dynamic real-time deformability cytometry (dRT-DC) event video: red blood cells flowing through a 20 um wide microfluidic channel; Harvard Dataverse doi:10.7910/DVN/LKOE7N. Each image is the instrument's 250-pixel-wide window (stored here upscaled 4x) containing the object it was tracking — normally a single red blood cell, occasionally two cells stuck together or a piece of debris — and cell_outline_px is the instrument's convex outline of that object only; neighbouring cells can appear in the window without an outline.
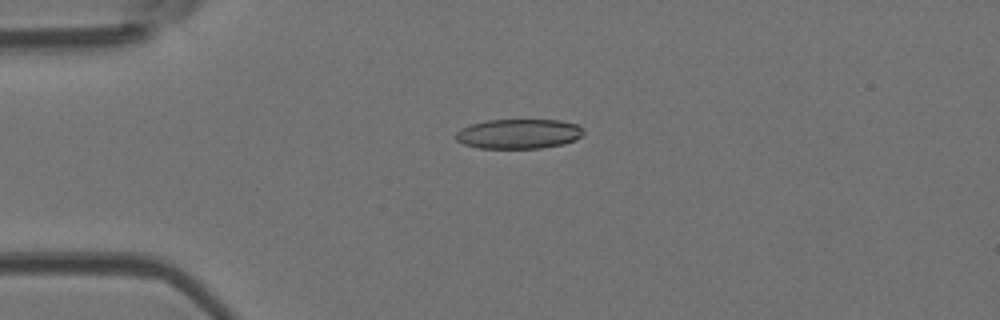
{"species": "Egyptian fruit bat (a non-hibernating species)", "species_latin": "Rousettus aegyptiacus", "temperature_condition": "room temperature", "stored_images_in_passage": 52, "camera_frame_rate_fps": 3000, "um_per_image_px": 0.085, "animal": {"sex": "female"}, "frame": {"image": 1, "passage_image": 13, "time_ms": 4.0, "image_size_px": [1000, 320], "cell_outline_px": [[584, 132], [576, 140], [564, 144], [540, 148], [480, 148], [464, 144], [456, 140], [456, 132], [460, 128], [468, 124], [488, 120], [560, 120], [580, 124]], "centroid_in_image_um": [44.1, 11.37], "position_along_channel_um": 40.9, "area_um2": 22.31}}
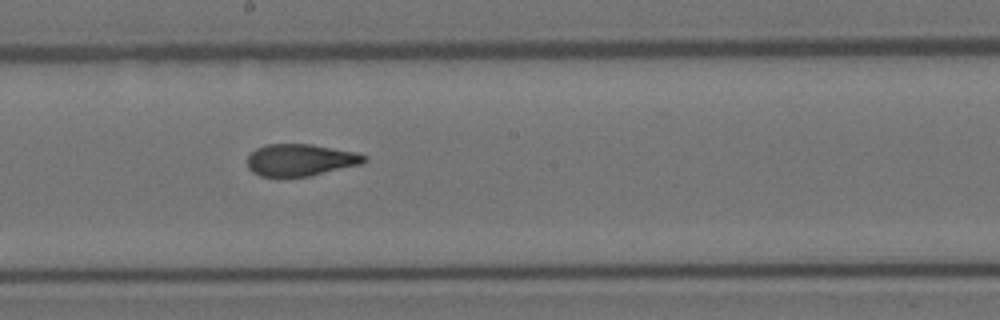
{"frame": {"image": 2, "passage_image": 29, "time_ms": 9.333, "image_size_px": [1000, 320], "cell_outline_px": [[368, 160], [360, 164], [308, 176], [260, 176], [252, 172], [248, 168], [248, 156], [256, 148], [264, 144], [312, 144], [356, 152], [368, 156]], "centroid_in_image_um": [25.53, 13.58], "position_along_channel_um": 222.7, "area_um2": 21.68}}
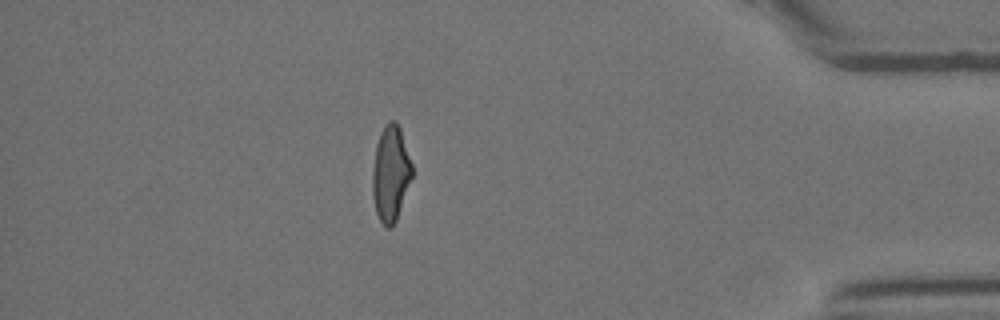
{"frame": {"image": 3, "passage_image": 46, "time_ms": 15.0, "image_size_px": [1000, 320], "cell_outline_px": [[412, 176], [396, 220], [392, 228], [384, 228], [376, 212], [372, 196], [372, 172], [376, 144], [380, 132], [384, 124], [388, 120], [396, 120], [400, 128], [412, 164]], "centroid_in_image_um": [33.19, 14.74], "position_along_channel_um": 402.0, "area_um2": 22.2}, "authors_computed_cell_mechanics": {"area_um2": 22.4264, "velocity_mm_per_s": 3.9053, "shape_relaxation_time_tau1_ms": 8.9611, "shape_relaxation_time_tau2_ms": 1.3873, "deformation_change_tau1": 0.2288, "deformation_change_tau2": 0.0901}}